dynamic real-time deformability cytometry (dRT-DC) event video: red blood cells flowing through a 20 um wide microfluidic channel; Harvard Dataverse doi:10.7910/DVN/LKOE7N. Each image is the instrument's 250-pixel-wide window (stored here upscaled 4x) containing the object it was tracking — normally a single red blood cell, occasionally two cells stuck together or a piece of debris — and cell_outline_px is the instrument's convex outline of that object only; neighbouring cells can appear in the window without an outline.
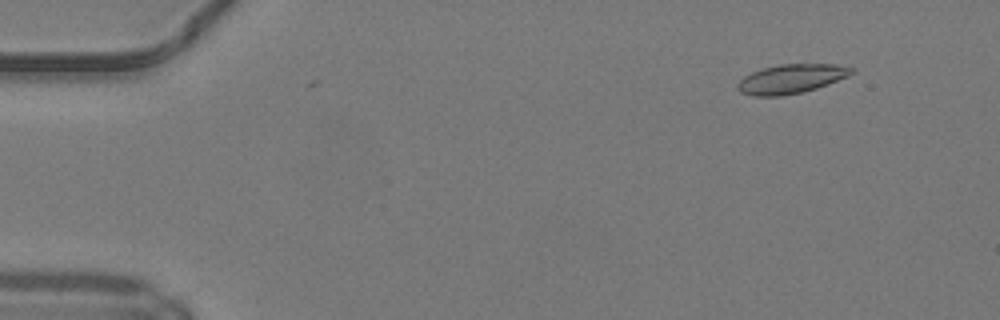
{"species": "common noctule bat (a hibernating species)", "species_latin": "Nyctalus noctula", "temperature_condition": "warm", "stored_images_in_passage": 45, "camera_frame_rate_fps": 3000, "um_per_image_px": 0.085, "animal": {"sex": "male", "body_mass_g": 19.2, "forearm_length_mm": 51.8}, "frame": {"image": 1, "passage_image": 1, "time_ms": 0.0, "image_size_px": [1000, 320], "cell_outline_px": [[856, 68], [848, 76], [828, 84], [804, 92], [780, 96], [752, 96], [740, 92], [736, 88], [736, 84], [744, 76], [752, 72], [764, 68], [780, 64], [836, 64]], "centroid_in_image_um": [67.23, 6.71], "position_along_channel_um": 17.8, "area_um2": 19.42}}
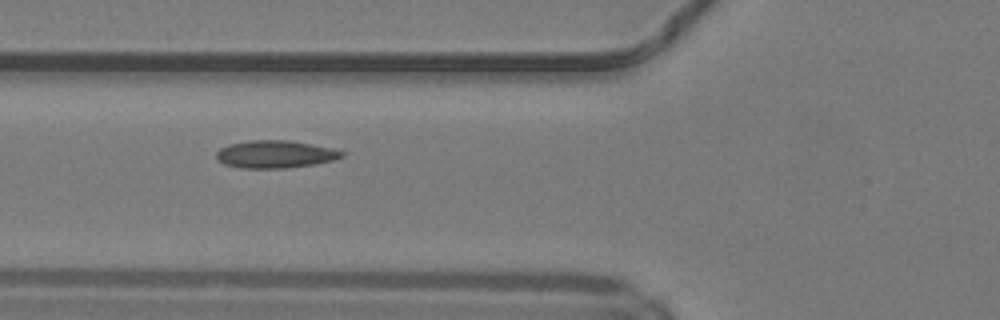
{"frame": {"image": 2, "passage_image": 15, "time_ms": 4.667, "image_size_px": [1000, 320], "cell_outline_px": [[344, 156], [332, 160], [316, 164], [288, 168], [240, 168], [224, 164], [216, 160], [216, 152], [220, 148], [228, 144], [248, 140], [288, 140], [312, 144], [332, 148], [344, 152]], "centroid_in_image_um": [23.36, 13.11], "position_along_channel_um": 102.4, "area_um2": 20.35}}
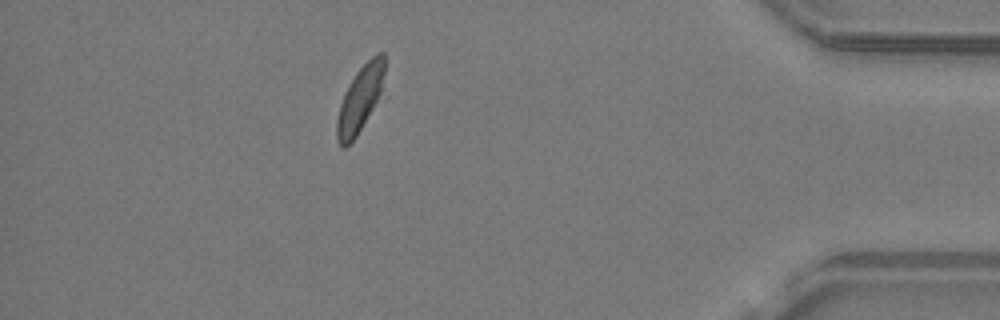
{"frame": {"image": 3, "passage_image": 40, "time_ms": 13.0, "image_size_px": [1000, 320], "cell_outline_px": [[384, 72], [380, 92], [372, 108], [356, 136], [344, 148], [340, 148], [336, 140], [336, 120], [340, 104], [344, 92], [356, 72], [376, 52], [384, 52]], "centroid_in_image_um": [30.55, 8.43], "position_along_channel_um": 404.6, "area_um2": 17.86}, "authors_computed_cell_mechanics": {"area_um2": 19.9988, "velocity_mm_per_s": 4.164, "shape_relaxation_time_tau1_ms": null, "shape_relaxation_time_tau2_ms": 1.9656, "deformation_change_tau1": null, "deformation_change_tau2": 0.1122}}